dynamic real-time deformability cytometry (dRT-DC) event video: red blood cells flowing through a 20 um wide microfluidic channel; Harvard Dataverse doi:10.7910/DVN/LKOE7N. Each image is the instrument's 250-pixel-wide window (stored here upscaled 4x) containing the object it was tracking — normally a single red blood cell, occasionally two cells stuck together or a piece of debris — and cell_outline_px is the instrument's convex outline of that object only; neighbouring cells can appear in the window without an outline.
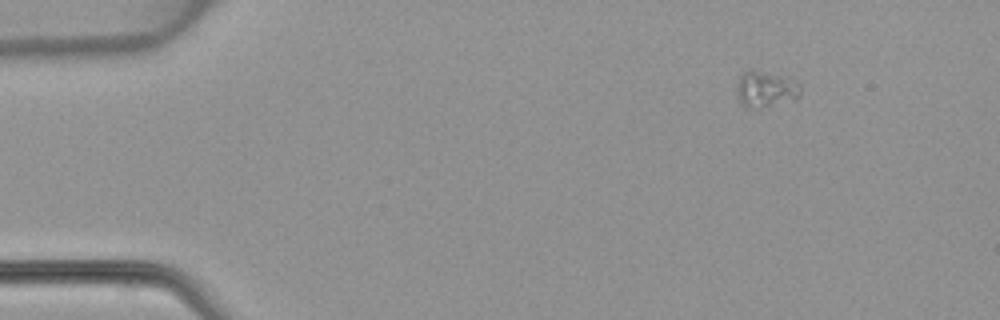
{"species": "common noctule bat (a hibernating species)", "species_latin": "Nyctalus noctula", "temperature_condition": "warm", "stored_images_in_passage": 44, "camera_frame_rate_fps": 3000, "um_per_image_px": 0.085, "animal": {"sex": "female", "body_mass_g": 22.7, "forearm_length_mm": 54.2}, "frame": {"image": 1, "passage_image": 1, "time_ms": 0.0, "image_size_px": [1000, 320], "cell_outline_px": [[800, 96], [796, 100], [744, 108], [740, 104], [736, 96], [736, 88], [740, 76], [748, 68], [752, 68], [788, 76], [800, 84]], "centroid_in_image_um": [65.07, 7.52], "position_along_channel_um": 19.9, "area_um2": 13.7}}
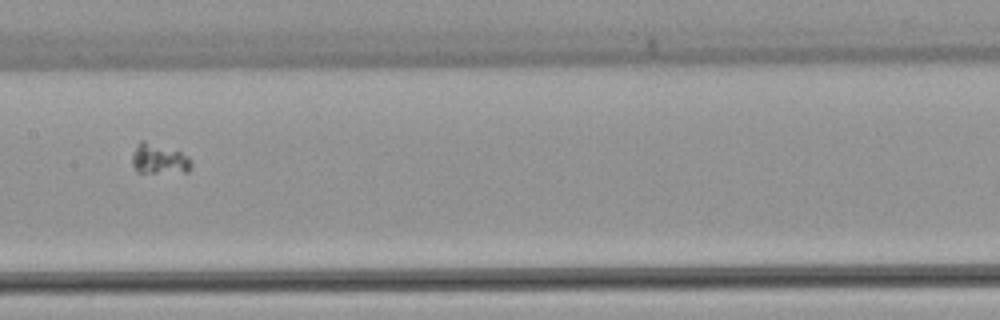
{"frame": {"image": 2, "passage_image": 20, "time_ms": 6.333, "image_size_px": [1000, 320], "cell_outline_px": [[192, 168], [188, 172], [136, 172], [132, 164], [132, 156], [136, 144], [140, 140], [144, 140], [180, 152], [188, 156], [192, 160]], "centroid_in_image_um": [13.52, 13.51], "position_along_channel_um": 193.9, "area_um2": 10.46}}
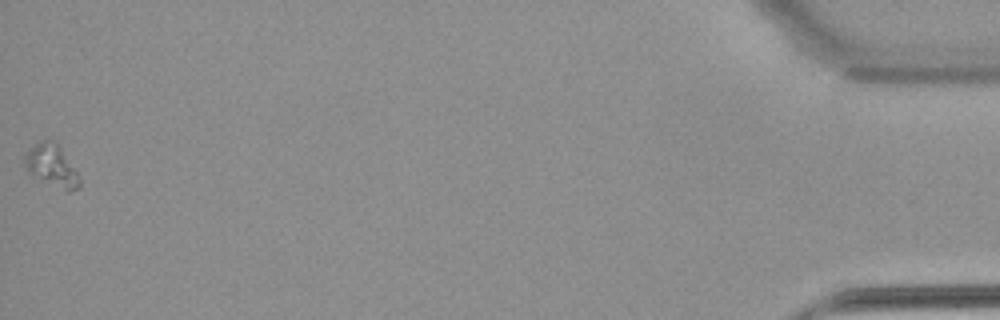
{"frame": {"image": 3, "passage_image": 44, "time_ms": 14.333, "image_size_px": [1000, 320], "cell_outline_px": [[80, 188], [68, 192], [32, 176], [28, 172], [24, 164], [24, 156], [40, 140], [56, 140], [60, 144], [76, 172], [80, 180]], "centroid_in_image_um": [4.41, 14.08], "position_along_channel_um": 430.8, "area_um2": 13.47}}